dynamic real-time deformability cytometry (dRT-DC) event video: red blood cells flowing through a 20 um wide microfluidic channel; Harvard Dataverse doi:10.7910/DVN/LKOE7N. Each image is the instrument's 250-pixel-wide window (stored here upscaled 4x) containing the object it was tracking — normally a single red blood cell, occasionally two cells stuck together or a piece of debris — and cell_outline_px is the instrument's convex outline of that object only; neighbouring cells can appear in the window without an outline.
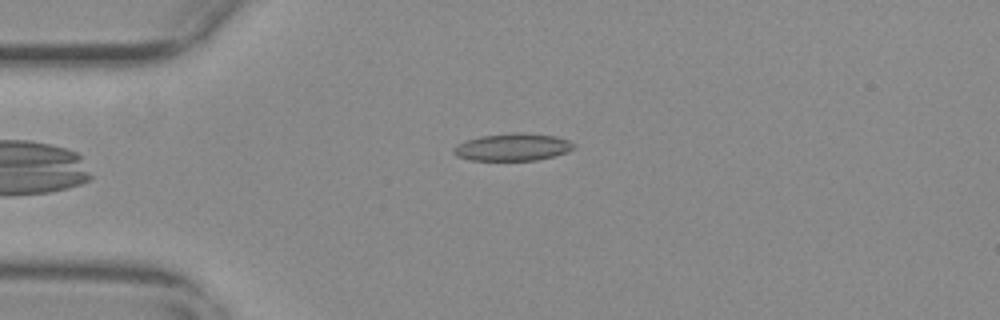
{"species": "common noctule bat (a hibernating species)", "species_latin": "Nyctalus noctula", "temperature_condition": "warm", "stored_images_in_passage": 44, "camera_frame_rate_fps": 3000, "um_per_image_px": 0.085, "animal": {"sex": "female", "body_mass_g": 29.2, "forearm_length_mm": 56.3}, "frame": {"image": 1, "passage_image": 2, "time_ms": 0.333, "image_size_px": [1000, 320], "cell_outline_px": [[576, 148], [568, 152], [536, 160], [468, 160], [456, 156], [452, 152], [452, 148], [468, 140], [480, 136], [516, 132], [520, 132], [556, 136], [568, 140], [576, 144]], "centroid_in_image_um": [43.6, 12.5], "position_along_channel_um": 41.4, "area_um2": 19.19}}
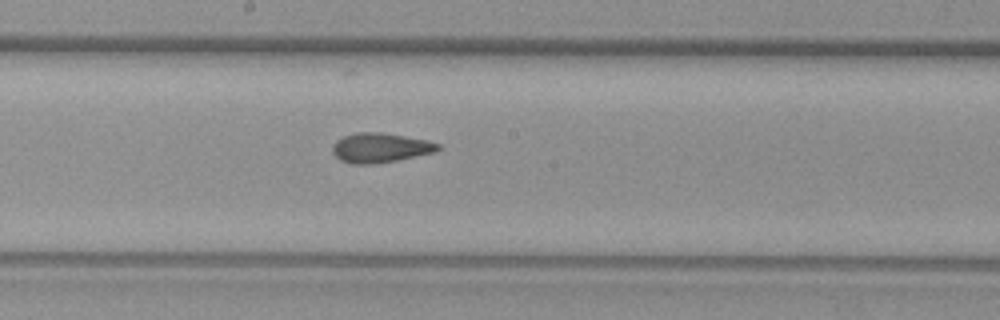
{"frame": {"image": 2, "passage_image": 18, "time_ms": 5.667, "image_size_px": [1000, 320], "cell_outline_px": [[440, 148], [436, 152], [396, 160], [372, 164], [352, 164], [340, 160], [332, 152], [332, 144], [336, 140], [344, 136], [356, 132], [380, 132], [404, 136], [424, 140], [440, 144]], "centroid_in_image_um": [32.28, 12.56], "position_along_channel_um": 215.9, "area_um2": 18.09}}
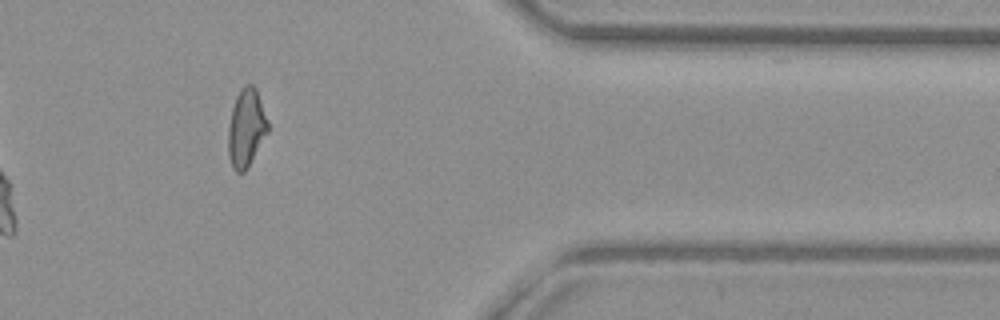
{"frame": {"image": 3, "passage_image": 34, "time_ms": 11.0, "image_size_px": [1000, 320], "cell_outline_px": [[268, 132], [248, 168], [244, 172], [236, 172], [232, 168], [228, 156], [228, 128], [232, 108], [236, 96], [240, 88], [244, 84], [252, 84], [256, 88], [268, 120]], "centroid_in_image_um": [20.92, 10.88], "position_along_channel_um": 390.5, "area_um2": 18.26}, "authors_computed_cell_mechanics": {"area_um2": 18.2359, "velocity_mm_per_s": 3.7233, "shape_relaxation_time_tau1_ms": null, "shape_relaxation_time_tau2_ms": 1.9408, "deformation_change_tau1": null, "deformation_change_tau2": 0.0915}}